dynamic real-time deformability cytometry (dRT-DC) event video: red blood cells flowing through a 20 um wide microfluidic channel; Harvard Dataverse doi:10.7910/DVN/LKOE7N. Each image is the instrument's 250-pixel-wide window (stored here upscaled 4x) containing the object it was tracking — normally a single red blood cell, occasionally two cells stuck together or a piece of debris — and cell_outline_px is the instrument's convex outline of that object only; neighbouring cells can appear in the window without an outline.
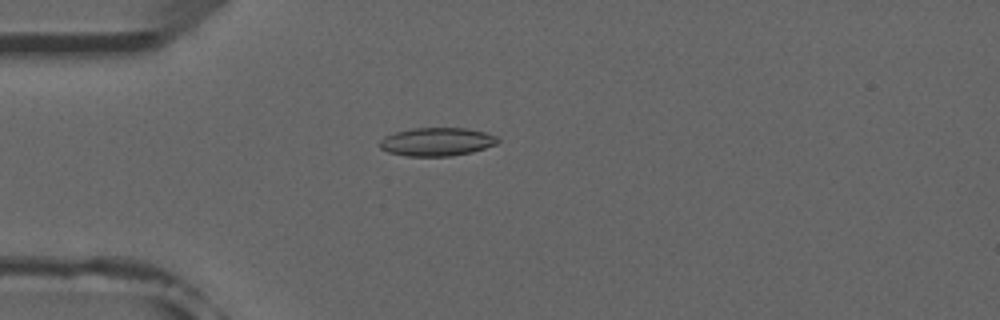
{"species": "common noctule bat (a hibernating species)", "species_latin": "Nyctalus noctula", "temperature_condition": "room temperature", "stored_images_in_passage": 41, "camera_frame_rate_fps": 3000, "um_per_image_px": 0.085, "animal": {"sex": "male", "forearm_length_mm": 52.5}, "frame": {"image": 1, "passage_image": 9, "time_ms": 2.667, "image_size_px": [1000, 320], "cell_outline_px": [[500, 140], [496, 144], [472, 152], [452, 156], [408, 156], [388, 152], [380, 148], [376, 144], [384, 136], [396, 132], [412, 128], [464, 128], [484, 132], [496, 136]], "centroid_in_image_um": [37.09, 12.05], "position_along_channel_um": 47.9, "area_um2": 19.54}}
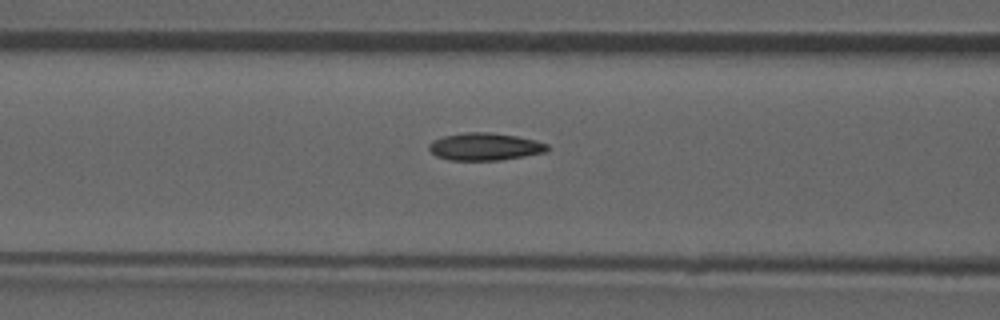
{"frame": {"image": 2, "passage_image": 16, "time_ms": 5.0, "image_size_px": [1000, 320], "cell_outline_px": [[548, 148], [544, 152], [524, 156], [500, 160], [452, 160], [436, 156], [428, 148], [428, 144], [432, 140], [444, 136], [464, 132], [488, 132], [516, 136], [536, 140], [548, 144]], "centroid_in_image_um": [41.19, 12.46], "position_along_channel_um": 125.4, "area_um2": 18.84}}
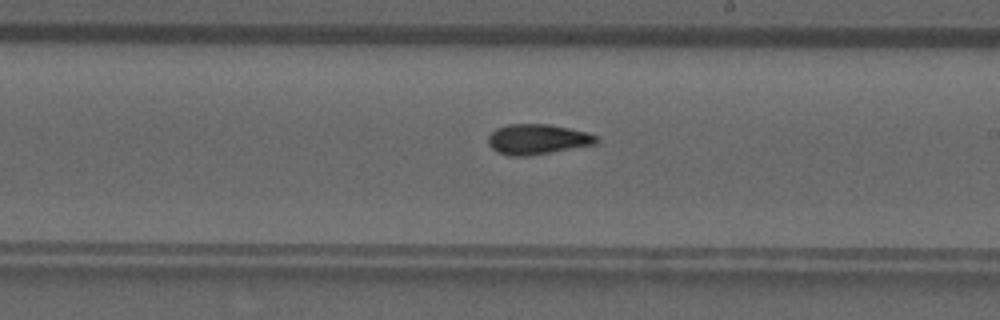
{"frame": {"image": 3, "passage_image": 25, "time_ms": 8.0, "image_size_px": [1000, 320], "cell_outline_px": [[600, 140], [596, 144], [552, 152], [528, 156], [508, 156], [496, 152], [488, 144], [488, 136], [496, 128], [508, 124], [548, 124], [588, 132], [596, 136]], "centroid_in_image_um": [45.67, 11.84], "position_along_channel_um": 243.3, "area_um2": 19.19}, "authors_computed_cell_mechanics": {"area_um2": 18.6116, "velocity_mm_per_s": 3.9302, "shape_relaxation_time_tau1_ms": null, "shape_relaxation_time_tau2_ms": 2.3442, "deformation_change_tau1": null, "deformation_change_tau2": 0.091}}